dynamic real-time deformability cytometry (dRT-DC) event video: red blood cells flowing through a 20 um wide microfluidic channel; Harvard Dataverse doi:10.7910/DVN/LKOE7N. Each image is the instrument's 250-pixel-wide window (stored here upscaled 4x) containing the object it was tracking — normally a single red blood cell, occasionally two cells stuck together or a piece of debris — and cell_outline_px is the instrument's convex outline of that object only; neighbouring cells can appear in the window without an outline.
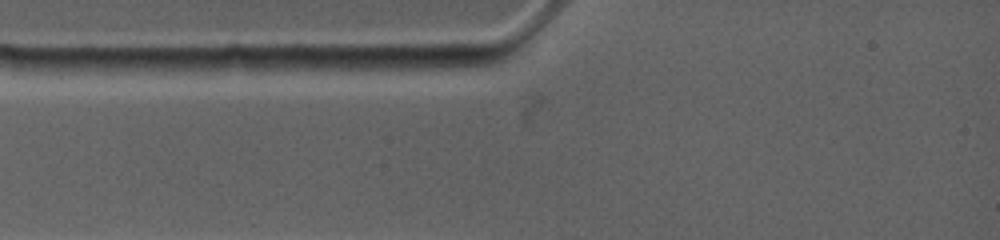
{"species": "common noctule bat (a hibernating species)", "species_latin": "Nyctalus noctula", "temperature_condition": "warm", "stored_images_in_passage": 1, "camera_frame_rate_fps": 4500, "um_per_image_px": 0.085, "animal": {"sex": "female", "body_mass_g": 19.0, "forearm_length_mm": 53.3}, "frame": {"image": 1, "passage_image": 1, "time_ms": 0.0, "image_size_px": [1000, 240], "cell_outline_px": [[272, 68], [212, 76], [172, 76], [128, 68], [120, 64], [124, 60], [228, 56], [260, 56]], "centroid_in_image_um": [16.89, 5.57], "position_along_channel_um": 68.1, "area_um2": 16.18}}